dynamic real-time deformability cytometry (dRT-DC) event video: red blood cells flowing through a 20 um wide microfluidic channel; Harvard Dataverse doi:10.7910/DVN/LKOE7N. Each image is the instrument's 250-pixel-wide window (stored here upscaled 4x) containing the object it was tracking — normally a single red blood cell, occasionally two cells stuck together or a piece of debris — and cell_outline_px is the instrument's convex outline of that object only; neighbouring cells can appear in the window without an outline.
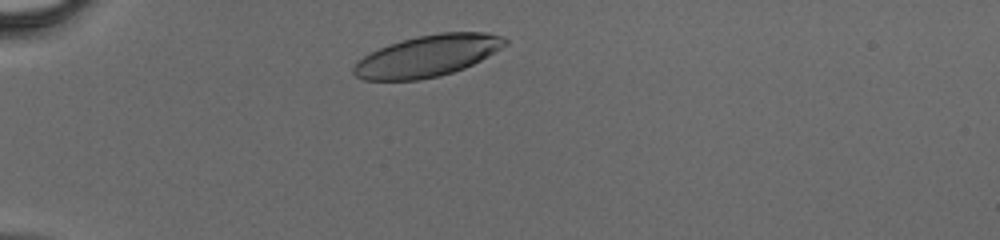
{"species": "human", "species_latin": "Homo sapiens", "temperature_condition": "cold", "stored_images_in_passage": 32, "camera_frame_rate_fps": 3000, "um_per_image_px": 0.085, "donor": {"sex": "male"}, "frame": {"image": 1, "passage_image": 3, "time_ms": 0.667, "image_size_px": [1000, 240], "cell_outline_px": [[508, 44], [480, 60], [464, 68], [440, 76], [420, 80], [364, 80], [356, 76], [352, 72], [352, 68], [364, 56], [388, 44], [416, 36], [440, 32], [488, 32], [504, 36], [508, 40]], "centroid_in_image_um": [36.37, 4.74], "position_along_channel_um": 48.6, "area_um2": 36.53}}
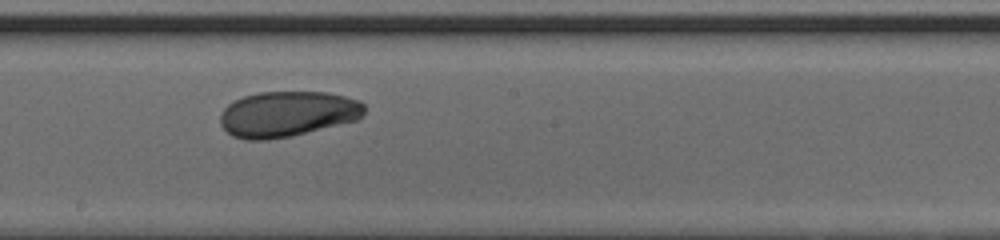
{"frame": {"image": 2, "passage_image": 17, "time_ms": 5.333, "image_size_px": [1000, 240], "cell_outline_px": [[364, 116], [356, 120], [292, 136], [268, 140], [244, 140], [232, 136], [220, 124], [220, 112], [228, 104], [244, 96], [260, 92], [328, 92], [360, 100], [364, 104]], "centroid_in_image_um": [24.42, 9.69], "position_along_channel_um": 223.8, "area_um2": 38.44}}
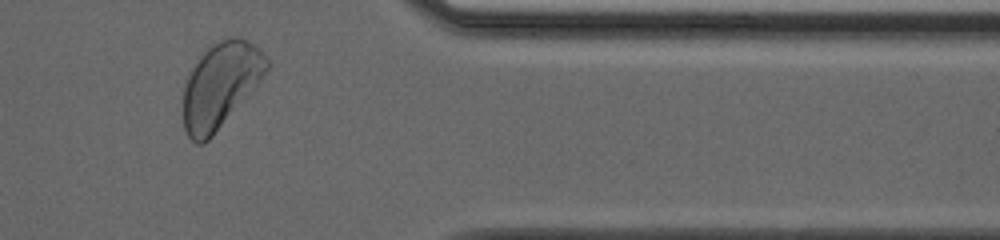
{"frame": {"image": 3, "passage_image": 29, "time_ms": 9.333, "image_size_px": [1000, 240], "cell_outline_px": [[272, 64], [256, 84], [212, 136], [204, 144], [196, 144], [188, 136], [184, 128], [184, 84], [188, 72], [200, 56], [208, 48], [220, 40], [232, 36], [236, 36], [252, 44]], "centroid_in_image_um": [18.7, 7.24], "position_along_channel_um": 392.7, "area_um2": 40.46}}